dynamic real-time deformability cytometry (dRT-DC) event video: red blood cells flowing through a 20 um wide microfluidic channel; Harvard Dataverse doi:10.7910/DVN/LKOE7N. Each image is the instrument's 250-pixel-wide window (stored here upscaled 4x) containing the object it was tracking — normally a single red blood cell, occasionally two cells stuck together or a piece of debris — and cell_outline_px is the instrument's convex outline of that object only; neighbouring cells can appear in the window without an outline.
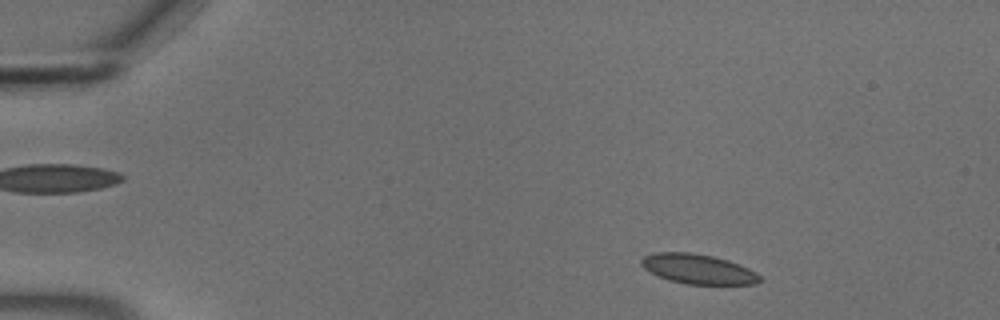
{"species": "common noctule bat (a hibernating species)", "species_latin": "Nyctalus noctula", "temperature_condition": "cold", "stored_images_in_passage": 52, "camera_frame_rate_fps": 3000, "um_per_image_px": 0.085, "animal": {"sex": "male", "body_mass_g": 18.8}, "frame": {"image": 1, "passage_image": 5, "time_ms": 1.333, "image_size_px": [1000, 320], "cell_outline_px": [[764, 280], [756, 284], [688, 284], [672, 280], [660, 276], [644, 268], [640, 264], [640, 260], [644, 256], [652, 252], [688, 252], [712, 256], [728, 260], [740, 264], [756, 272]], "centroid_in_image_um": [59.37, 22.86], "position_along_channel_um": 25.6, "area_um2": 20.46}}
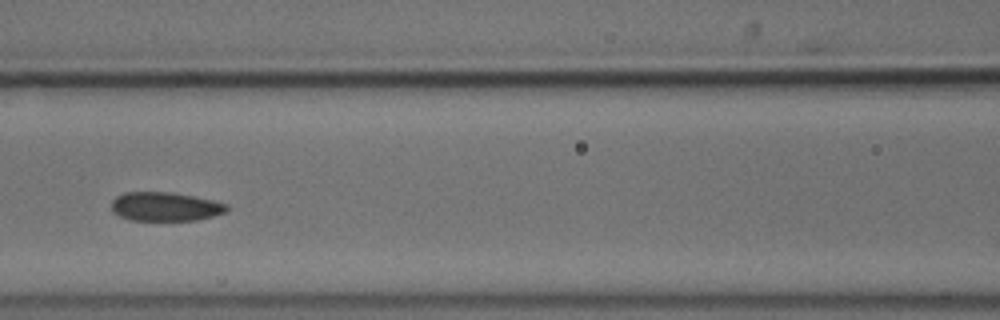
{"frame": {"image": 2, "passage_image": 22, "time_ms": 7.0, "image_size_px": [1000, 320], "cell_outline_px": [[228, 208], [224, 212], [212, 216], [196, 220], [128, 220], [112, 212], [112, 200], [116, 196], [124, 192], [172, 192], [212, 200], [228, 204]], "centroid_in_image_um": [14.0, 17.56], "position_along_channel_um": 152.6, "area_um2": 19.36}}
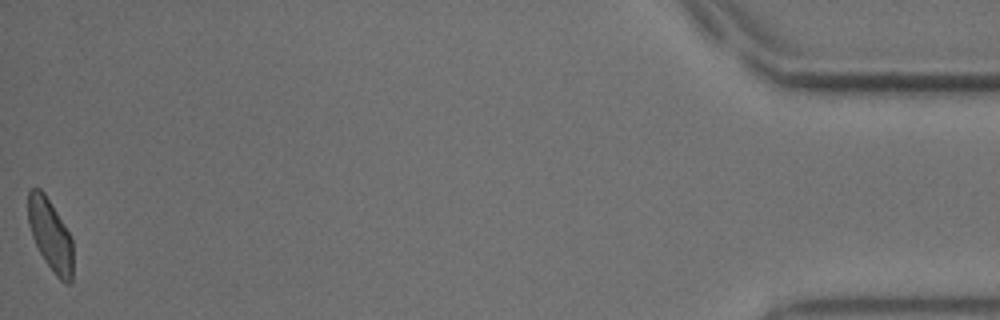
{"frame": {"image": 3, "passage_image": 52, "time_ms": 17.0, "image_size_px": [1000, 320], "cell_outline_px": [[72, 280], [68, 284], [64, 284], [52, 272], [44, 260], [32, 236], [28, 224], [28, 192], [32, 188], [40, 188], [44, 192], [68, 232], [72, 240]], "centroid_in_image_um": [4.27, 20.0], "position_along_channel_um": 430.9, "area_um2": 18.55}, "authors_computed_cell_mechanics": {"area_um2": 20.2878, "velocity_mm_per_s": 3.6608, "shape_relaxation_time_tau1_ms": 7.9057, "shape_relaxation_time_tau2_ms": 3.4367, "deformation_change_tau1": 0.1188, "deformation_change_tau2": 0.0696}}